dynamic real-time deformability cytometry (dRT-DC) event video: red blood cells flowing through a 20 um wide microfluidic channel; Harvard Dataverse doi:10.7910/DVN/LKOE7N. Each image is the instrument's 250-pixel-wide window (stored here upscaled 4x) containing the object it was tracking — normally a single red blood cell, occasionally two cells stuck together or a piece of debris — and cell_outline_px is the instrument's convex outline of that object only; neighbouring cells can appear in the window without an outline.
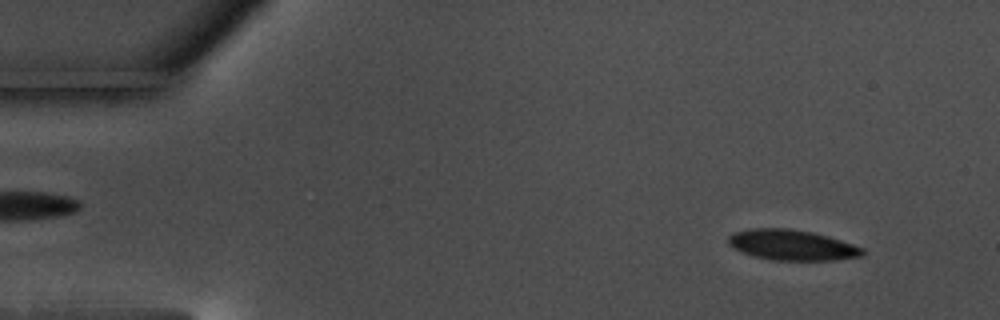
{"species": "common noctule bat (a hibernating species)", "species_latin": "Nyctalus noctula", "temperature_condition": "warm", "stored_images_in_passage": 57, "camera_frame_rate_fps": 3000, "um_per_image_px": 0.085, "animal": {"sex": "male", "body_mass_g": 17.5, "forearm_length_mm": 52.3}, "frame": {"image": 1, "passage_image": 5, "time_ms": 1.333, "image_size_px": [1000, 320], "cell_outline_px": [[864, 256], [836, 260], [772, 260], [752, 256], [740, 252], [732, 248], [728, 244], [728, 236], [732, 232], [752, 228], [788, 228], [812, 232], [828, 236], [864, 248]], "centroid_in_image_um": [67.28, 20.83], "position_along_channel_um": 17.7, "area_um2": 24.1}}
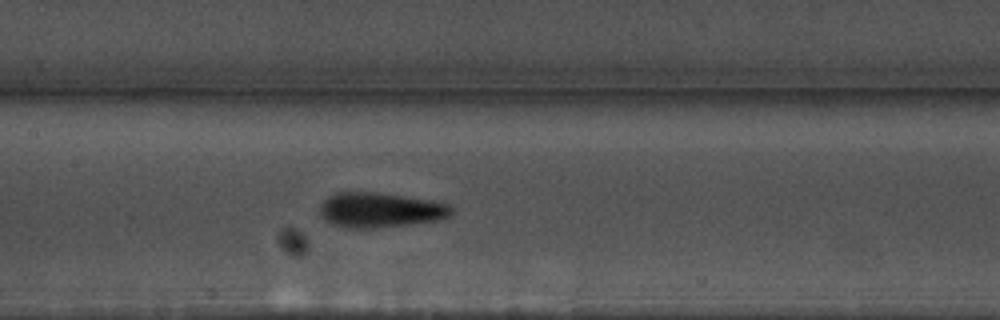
{"frame": {"image": 2, "passage_image": 27, "time_ms": 8.667, "image_size_px": [1000, 320], "cell_outline_px": [[452, 212], [448, 216], [436, 220], [408, 224], [376, 228], [348, 228], [332, 224], [324, 220], [320, 216], [320, 204], [328, 196], [336, 192], [380, 192], [432, 200], [448, 204], [452, 208]], "centroid_in_image_um": [32.27, 17.84], "position_along_channel_um": 175.1, "area_um2": 26.88}}
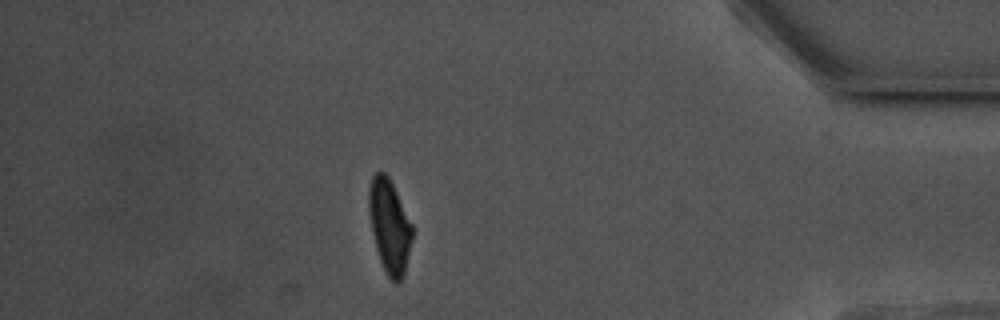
{"frame": {"image": 3, "passage_image": 50, "time_ms": 16.333, "image_size_px": [1000, 320], "cell_outline_px": [[412, 240], [404, 276], [396, 284], [388, 276], [380, 260], [376, 248], [372, 232], [368, 208], [368, 188], [372, 176], [376, 172], [384, 172], [388, 176], [412, 224]], "centroid_in_image_um": [33.1, 19.22], "position_along_channel_um": 402.1, "area_um2": 23.47}, "authors_computed_cell_mechanics": {"area_um2": 24.5072, "velocity_mm_per_s": 3.5133, "shape_relaxation_time_tau1_ms": 2.6607, "shape_relaxation_time_tau2_ms": 2.9192, "deformation_change_tau1": 0.123, "deformation_change_tau2": 0.0874}}